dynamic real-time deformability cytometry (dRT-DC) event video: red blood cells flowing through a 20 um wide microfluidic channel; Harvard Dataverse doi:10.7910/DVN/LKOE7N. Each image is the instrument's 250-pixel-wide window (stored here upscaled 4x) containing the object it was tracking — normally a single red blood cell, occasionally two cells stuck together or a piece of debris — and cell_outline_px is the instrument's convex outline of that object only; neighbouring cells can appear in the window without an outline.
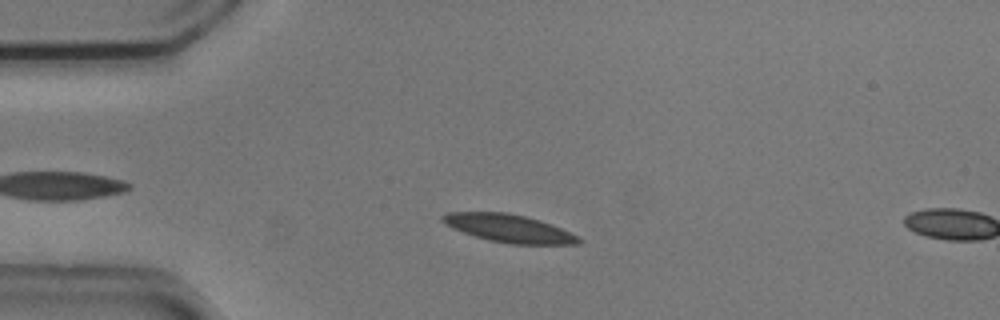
{"species": "common noctule bat (a hibernating species)", "species_latin": "Nyctalus noctula", "temperature_condition": "cold", "stored_images_in_passage": 10, "camera_frame_rate_fps": 3000, "um_per_image_px": 0.085, "animal": {"sex": "male", "body_mass_g": 20.5, "forearm_length_mm": 52.5}, "frame": {"image": 1, "passage_image": 9, "time_ms": 2.667, "image_size_px": [1000, 320], "cell_outline_px": [[584, 240], [576, 244], [508, 244], [488, 240], [452, 228], [444, 224], [440, 220], [440, 216], [448, 212], [504, 212], [524, 216], [560, 228]], "centroid_in_image_um": [43.18, 19.41], "position_along_channel_um": 41.8, "area_um2": 21.79}}